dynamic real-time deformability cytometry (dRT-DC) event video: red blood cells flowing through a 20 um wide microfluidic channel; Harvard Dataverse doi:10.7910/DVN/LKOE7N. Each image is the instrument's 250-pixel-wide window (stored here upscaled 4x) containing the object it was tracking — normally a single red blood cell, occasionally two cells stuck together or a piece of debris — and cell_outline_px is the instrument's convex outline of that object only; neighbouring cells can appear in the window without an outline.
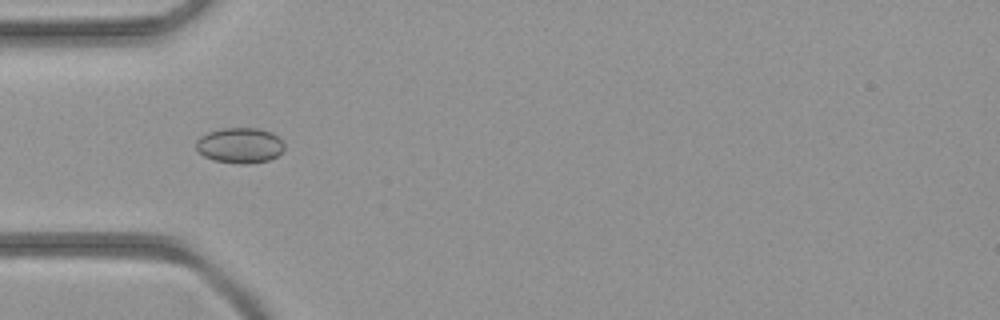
{"species": "common noctule bat (a hibernating species)", "species_latin": "Nyctalus noctula", "temperature_condition": "room temperature", "stored_images_in_passage": 31, "camera_frame_rate_fps": 3000, "um_per_image_px": 0.085, "animal": {"sex": "female", "body_mass_g": 21.9}, "frame": {"image": 1, "passage_image": 2, "time_ms": 0.333, "image_size_px": [1000, 320], "cell_outline_px": [[284, 152], [268, 160], [248, 164], [240, 164], [216, 160], [204, 156], [196, 148], [196, 140], [200, 136], [208, 132], [220, 128], [260, 128], [272, 132], [284, 144]], "centroid_in_image_um": [20.4, 12.35], "position_along_channel_um": 64.6, "area_um2": 18.26}}
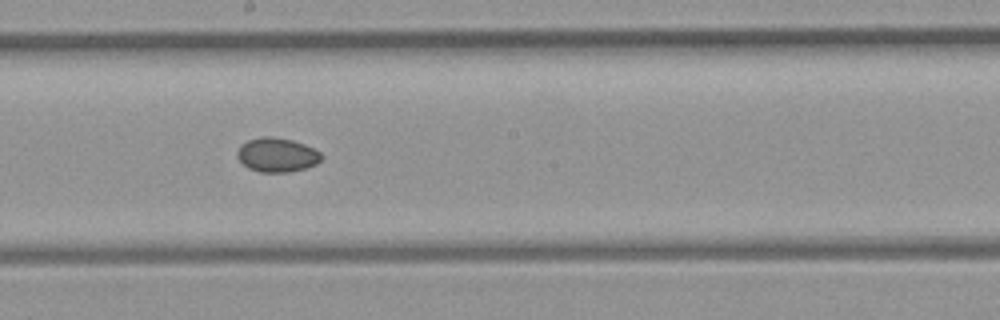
{"frame": {"image": 2, "passage_image": 12, "time_ms": 3.667, "image_size_px": [1000, 320], "cell_outline_px": [[324, 156], [316, 164], [304, 168], [288, 172], [260, 172], [248, 168], [236, 156], [236, 152], [240, 144], [248, 140], [264, 136], [272, 136], [292, 140], [304, 144], [320, 152]], "centroid_in_image_um": [23.52, 13.16], "position_along_channel_um": 224.7, "area_um2": 16.76}}
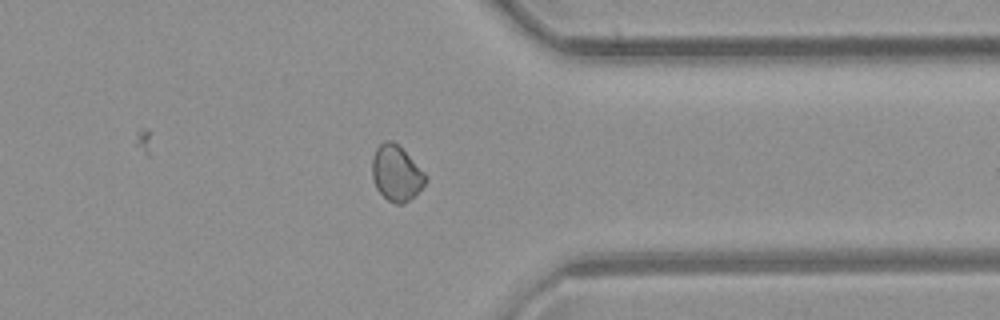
{"frame": {"image": 3, "passage_image": 22, "time_ms": 7.0, "image_size_px": [1000, 320], "cell_outline_px": [[428, 180], [404, 204], [396, 204], [388, 200], [376, 188], [372, 176], [372, 160], [376, 148], [384, 140], [392, 140], [428, 176]], "centroid_in_image_um": [33.66, 14.72], "position_along_channel_um": 377.7, "area_um2": 16.88}}